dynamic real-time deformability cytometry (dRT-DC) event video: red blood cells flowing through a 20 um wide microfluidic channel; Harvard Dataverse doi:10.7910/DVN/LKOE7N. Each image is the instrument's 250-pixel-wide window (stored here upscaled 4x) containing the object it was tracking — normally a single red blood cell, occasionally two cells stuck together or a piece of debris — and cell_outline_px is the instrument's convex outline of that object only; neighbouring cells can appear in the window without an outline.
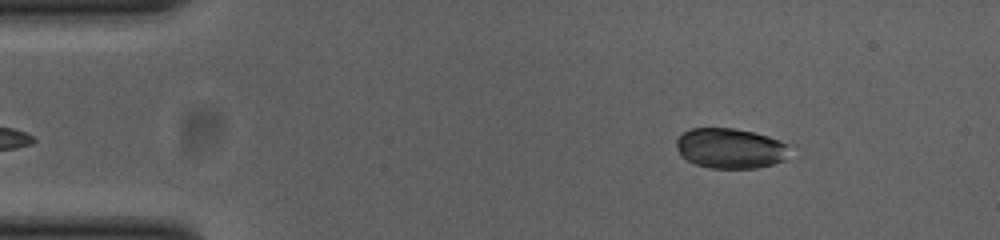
{"species": "common noctule bat (a hibernating species)", "species_latin": "Nyctalus noctula", "temperature_condition": "cold", "stored_images_in_passage": 50, "camera_frame_rate_fps": 3000, "um_per_image_px": 0.085, "animal": {"sex": "female", "body_mass_g": 23.0, "forearm_length_mm": 53.4}, "frame": {"image": 1, "passage_image": 5, "time_ms": 1.333, "image_size_px": [1000, 240], "cell_outline_px": [[788, 144], [784, 160], [772, 164], [756, 168], [708, 168], [696, 164], [680, 156], [676, 144], [676, 140], [684, 132], [692, 128], [732, 128], [752, 132], [768, 136]], "centroid_in_image_um": [62.03, 12.61], "position_along_channel_um": 23.0, "area_um2": 26.24}}
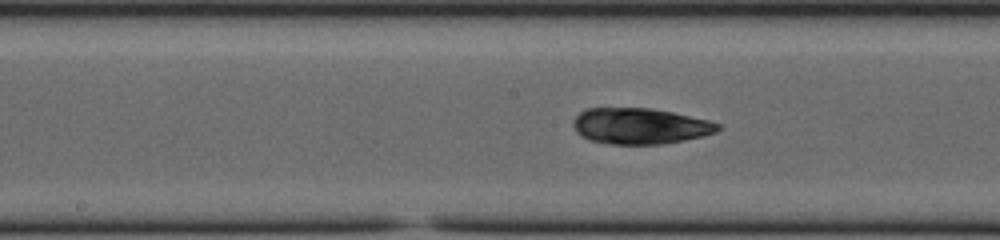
{"frame": {"image": 2, "passage_image": 24, "time_ms": 7.667, "image_size_px": [1000, 240], "cell_outline_px": [[724, 128], [716, 132], [684, 140], [660, 144], [612, 144], [588, 140], [580, 136], [576, 132], [572, 124], [572, 120], [584, 108], [648, 108], [672, 112], [708, 120], [720, 124]], "centroid_in_image_um": [54.37, 10.71], "position_along_channel_um": 193.8, "area_um2": 30.4}}
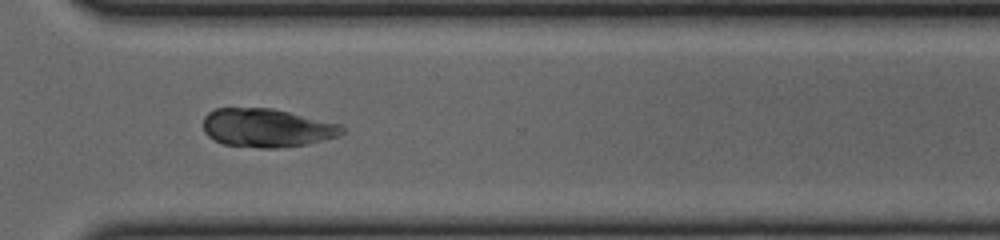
{"frame": {"image": 3, "passage_image": 36, "time_ms": 11.667, "image_size_px": [1000, 240], "cell_outline_px": [[344, 132], [336, 136], [308, 144], [276, 148], [260, 148], [224, 144], [212, 140], [204, 132], [204, 116], [208, 112], [216, 108], [272, 108], [340, 124], [344, 128]], "centroid_in_image_um": [22.64, 10.87], "position_along_channel_um": 348.0, "area_um2": 31.1}}